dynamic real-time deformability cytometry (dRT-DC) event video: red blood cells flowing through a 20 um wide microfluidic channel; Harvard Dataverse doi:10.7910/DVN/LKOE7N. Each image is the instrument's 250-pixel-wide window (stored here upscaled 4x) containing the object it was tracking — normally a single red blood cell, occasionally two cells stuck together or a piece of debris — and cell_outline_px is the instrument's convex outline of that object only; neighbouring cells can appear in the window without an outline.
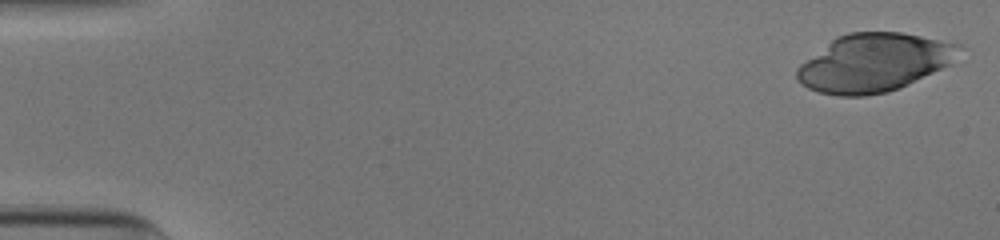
{"species": "human", "species_latin": "Homo sapiens", "temperature_condition": "cold", "stored_images_in_passage": 40, "camera_frame_rate_fps": 3000, "um_per_image_px": 0.085, "donor": {"sex": "male"}, "frame": {"image": 1, "passage_image": 1, "time_ms": 0.0, "image_size_px": [1000, 240], "cell_outline_px": [[960, 44], [952, 64], [900, 88], [888, 92], [864, 96], [840, 96], [816, 92], [808, 88], [796, 76], [796, 68], [800, 64], [836, 36], [848, 32], [900, 32]], "centroid_in_image_um": [74.26, 5.34], "position_along_channel_um": 10.7, "area_um2": 54.68}}